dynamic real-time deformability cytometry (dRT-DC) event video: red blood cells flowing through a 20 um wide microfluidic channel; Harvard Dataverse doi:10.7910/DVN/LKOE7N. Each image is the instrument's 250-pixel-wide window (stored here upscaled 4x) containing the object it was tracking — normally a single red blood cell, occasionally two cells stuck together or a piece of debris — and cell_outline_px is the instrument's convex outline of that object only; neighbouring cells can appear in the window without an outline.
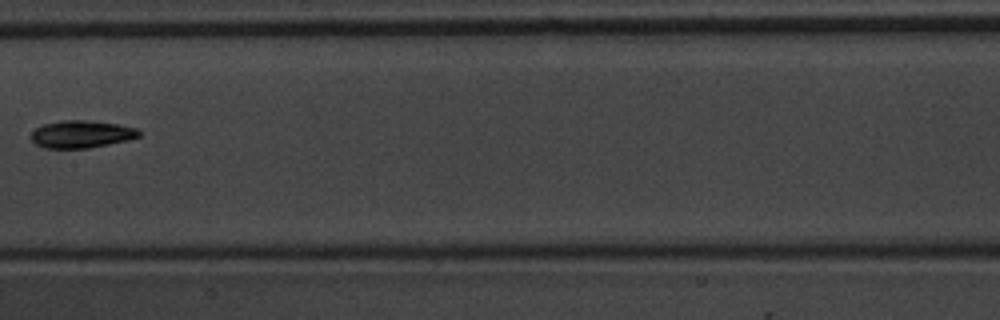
{"species": "common noctule bat (a hibernating species)", "species_latin": "Nyctalus noctula", "temperature_condition": "warm", "stored_images_in_passage": 7, "camera_frame_rate_fps": 3000, "um_per_image_px": 0.085, "animal": {"sex": "male", "body_mass_g": 20.1, "forearm_length_mm": 53.5}, "frame": {"image": 1, "passage_image": 7, "time_ms": 8.0, "image_size_px": [1000, 320], "cell_outline_px": [[140, 136], [128, 140], [88, 148], [44, 148], [36, 144], [32, 140], [32, 132], [36, 128], [44, 124], [60, 120], [88, 120], [120, 124], [136, 128], [140, 132]], "centroid_in_image_um": [6.93, 11.4], "position_along_channel_um": 200.5, "area_um2": 17.22}}